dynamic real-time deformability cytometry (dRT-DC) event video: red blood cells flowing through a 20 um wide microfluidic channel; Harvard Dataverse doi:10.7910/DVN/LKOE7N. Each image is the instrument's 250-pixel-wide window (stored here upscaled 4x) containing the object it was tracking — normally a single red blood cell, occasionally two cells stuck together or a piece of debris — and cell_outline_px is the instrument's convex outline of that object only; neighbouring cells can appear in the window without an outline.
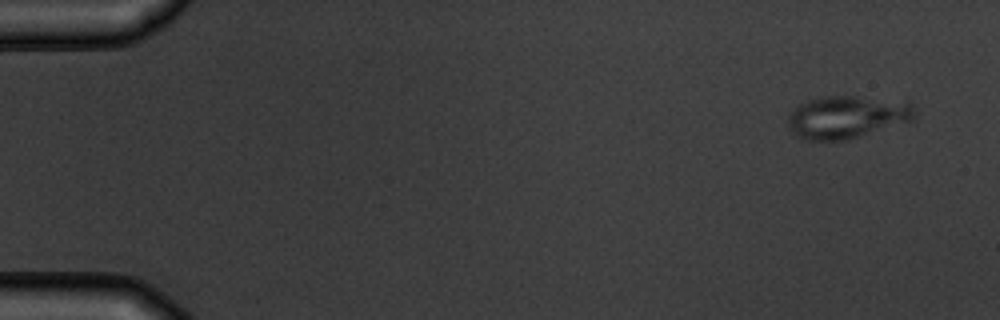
{"species": "common noctule bat (a hibernating species)", "species_latin": "Nyctalus noctula", "temperature_condition": "warm", "stored_images_in_passage": 4, "camera_frame_rate_fps": 3000, "um_per_image_px": 0.085, "animal": {"sex": "male", "body_mass_g": 19.5, "forearm_length_mm": 54.6}, "frame": {"image": 1, "passage_image": 1, "time_ms": 0.0, "image_size_px": [1000, 320], "cell_outline_px": [[916, 120], [848, 140], [804, 140], [796, 136], [788, 128], [788, 116], [800, 104], [808, 100], [824, 96], [856, 96], [912, 104], [916, 108]], "centroid_in_image_um": [72.0, 9.97], "position_along_channel_um": 13.0, "area_um2": 31.5}}